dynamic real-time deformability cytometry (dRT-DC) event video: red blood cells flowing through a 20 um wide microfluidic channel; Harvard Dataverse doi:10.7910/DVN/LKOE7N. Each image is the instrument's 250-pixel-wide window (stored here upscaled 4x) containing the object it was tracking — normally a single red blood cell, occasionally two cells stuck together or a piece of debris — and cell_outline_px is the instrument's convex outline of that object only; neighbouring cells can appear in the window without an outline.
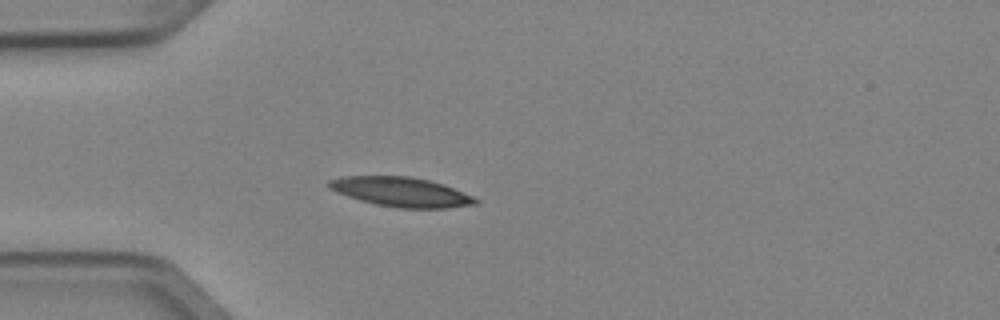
{"species": "Egyptian fruit bat (a non-hibernating species)", "species_latin": "Rousettus aegyptiacus", "temperature_condition": "cold", "stored_images_in_passage": 3, "camera_frame_rate_fps": 3000, "um_per_image_px": 0.085, "animal": {"sex": "female"}, "frame": {"image": 1, "passage_image": 3, "time_ms": 0.667, "image_size_px": [1000, 320], "cell_outline_px": [[480, 200], [476, 204], [448, 208], [400, 208], [376, 204], [360, 200], [336, 192], [328, 188], [328, 180], [344, 176], [408, 176], [428, 180], [444, 184], [476, 196]], "centroid_in_image_um": [34.14, 16.31], "position_along_channel_um": 50.9, "area_um2": 25.32}}